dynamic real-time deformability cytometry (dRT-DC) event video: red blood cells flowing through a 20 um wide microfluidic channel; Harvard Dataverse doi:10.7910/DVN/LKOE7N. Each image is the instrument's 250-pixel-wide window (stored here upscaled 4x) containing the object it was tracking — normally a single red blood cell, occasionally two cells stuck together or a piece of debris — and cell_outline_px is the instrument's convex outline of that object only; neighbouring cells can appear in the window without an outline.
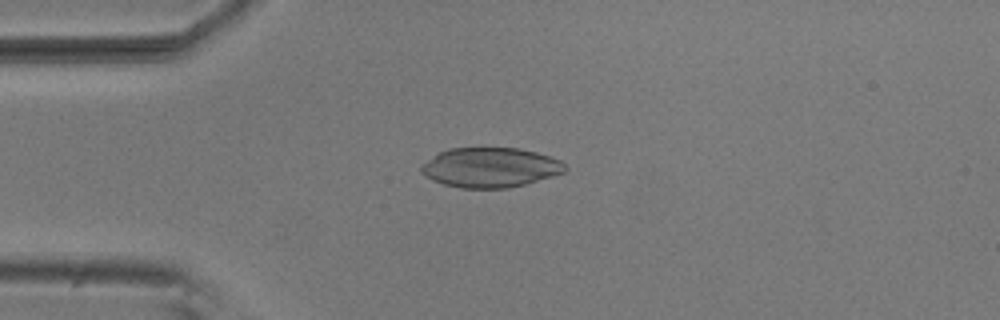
{"species": "common noctule bat (a hibernating species)", "species_latin": "Nyctalus noctula", "temperature_condition": "room temperature", "stored_images_in_passage": 4, "camera_frame_rate_fps": 3000, "um_per_image_px": 0.085, "animal": {"sex": "male", "body_mass_g": 20.5, "forearm_length_mm": 52.5}, "frame": {"image": 1, "passage_image": 4, "time_ms": 1.0, "image_size_px": [1000, 320], "cell_outline_px": [[568, 168], [564, 172], [552, 176], [524, 184], [508, 188], [460, 188], [444, 184], [432, 180], [420, 172], [420, 164], [440, 152], [448, 148], [520, 148], [536, 152], [560, 160]], "centroid_in_image_um": [41.65, 14.23], "position_along_channel_um": 43.4, "area_um2": 33.29}}